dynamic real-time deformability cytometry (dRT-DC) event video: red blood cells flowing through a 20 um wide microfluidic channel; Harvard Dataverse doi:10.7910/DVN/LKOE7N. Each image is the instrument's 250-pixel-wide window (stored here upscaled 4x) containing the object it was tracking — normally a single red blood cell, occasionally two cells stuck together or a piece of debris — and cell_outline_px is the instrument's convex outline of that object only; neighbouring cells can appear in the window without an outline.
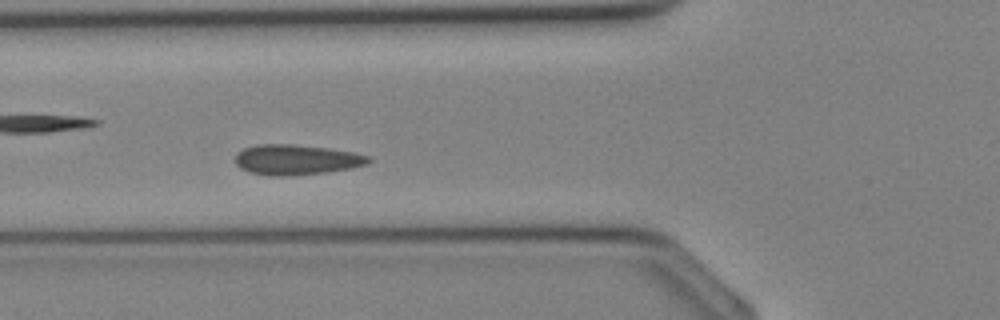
{"species": "Egyptian fruit bat (a non-hibernating species)", "species_latin": "Rousettus aegyptiacus", "temperature_condition": "cold", "stored_images_in_passage": 37, "segment_of_instrument_passage": [2, 2], "camera_frame_rate_fps": 3000, "um_per_image_px": 0.085, "animal": {"sex": "female"}, "frame": {"image": 1, "passage_image": 14, "time_ms": 4.333, "image_size_px": [1000, 320], "cell_outline_px": [[372, 160], [368, 164], [352, 168], [328, 172], [288, 176], [268, 176], [252, 172], [240, 168], [236, 164], [236, 152], [244, 148], [256, 144], [292, 144], [328, 148], [352, 152], [368, 156]], "centroid_in_image_um": [25.18, 13.57], "position_along_channel_um": 100.6, "area_um2": 23.58}}
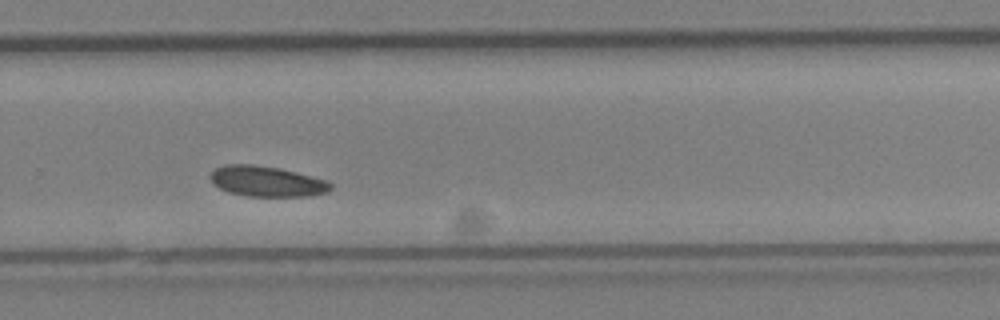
{"frame": {"image": 2, "passage_image": 25, "time_ms": 8.0, "image_size_px": [1000, 320], "cell_outline_px": [[332, 188], [328, 192], [308, 196], [244, 196], [228, 192], [212, 184], [208, 176], [216, 168], [224, 164], [252, 164], [280, 168], [328, 180], [332, 184]], "centroid_in_image_um": [22.66, 15.41], "position_along_channel_um": 307.1, "area_um2": 21.62}}
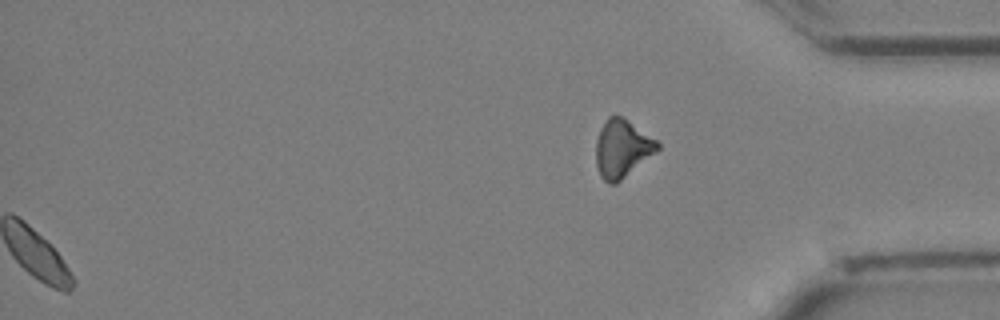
{"frame": {"image": 3, "passage_image": 37, "time_ms": 12.0, "image_size_px": [1000, 320], "cell_outline_px": [[660, 148], [656, 152], [616, 184], [608, 184], [600, 176], [596, 164], [596, 140], [600, 128], [608, 116], [620, 116], [656, 140], [660, 144]], "centroid_in_image_um": [52.85, 12.66], "position_along_channel_um": 382.3, "area_um2": 20.46}}